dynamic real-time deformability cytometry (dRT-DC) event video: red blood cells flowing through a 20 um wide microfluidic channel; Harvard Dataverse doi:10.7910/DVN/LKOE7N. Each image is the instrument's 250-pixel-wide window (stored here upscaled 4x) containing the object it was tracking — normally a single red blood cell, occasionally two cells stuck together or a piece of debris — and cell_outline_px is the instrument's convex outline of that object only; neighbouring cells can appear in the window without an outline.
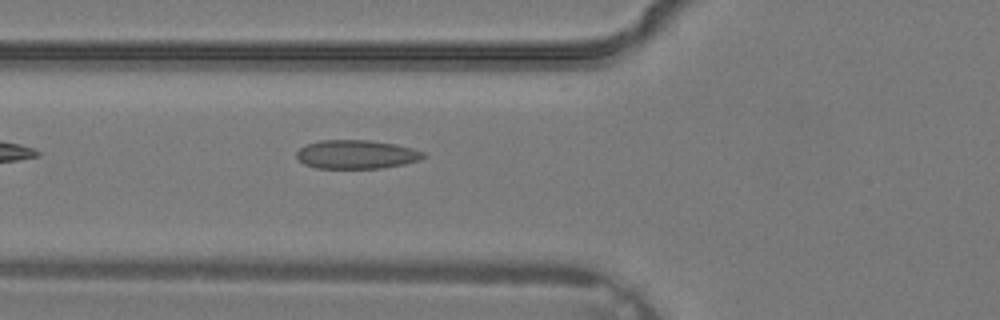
{"species": "common noctule bat (a hibernating species)", "species_latin": "Nyctalus noctula", "temperature_condition": "warm", "stored_images_in_passage": 21, "camera_frame_rate_fps": 3000, "um_per_image_px": 0.085, "animal": {"sex": "male", "body_mass_g": 19.2, "forearm_length_mm": 51.8}, "frame": {"image": 1, "passage_image": 2, "time_ms": 0.333, "image_size_px": [1000, 320], "cell_outline_px": [[428, 156], [420, 160], [404, 164], [384, 168], [316, 168], [304, 164], [296, 156], [296, 152], [300, 148], [308, 144], [320, 140], [368, 140], [396, 144], [412, 148], [424, 152]], "centroid_in_image_um": [30.33, 13.12], "position_along_channel_um": 95.5, "area_um2": 21.33}}
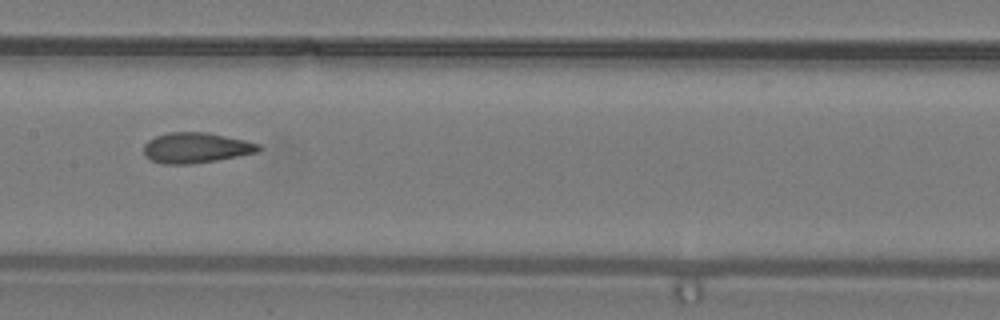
{"frame": {"image": 2, "passage_image": 7, "time_ms": 2.0, "image_size_px": [1000, 320], "cell_outline_px": [[264, 148], [260, 152], [216, 160], [188, 164], [164, 164], [152, 160], [144, 156], [144, 144], [148, 140], [156, 136], [172, 132], [208, 132], [244, 140], [260, 144]], "centroid_in_image_um": [16.69, 12.56], "position_along_channel_um": 190.7, "area_um2": 20.4}}
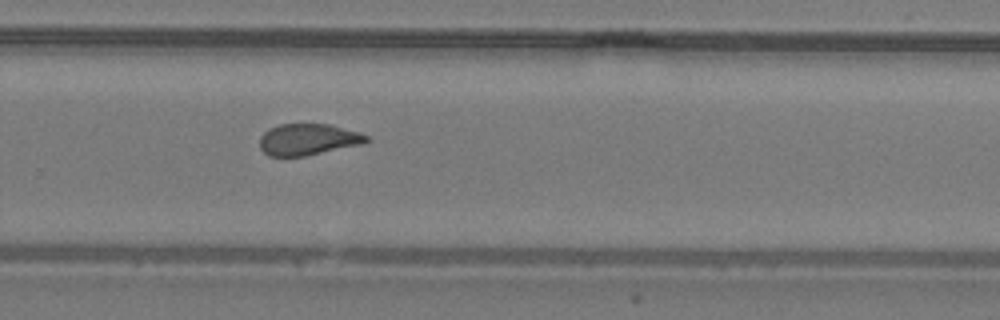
{"frame": {"image": 3, "passage_image": 13, "time_ms": 4.0, "image_size_px": [1000, 320], "cell_outline_px": [[368, 140], [364, 144], [304, 156], [268, 156], [260, 148], [260, 136], [268, 128], [280, 124], [328, 124], [360, 132], [368, 136]], "centroid_in_image_um": [26.18, 11.85], "position_along_channel_um": 303.6, "area_um2": 19.59}}